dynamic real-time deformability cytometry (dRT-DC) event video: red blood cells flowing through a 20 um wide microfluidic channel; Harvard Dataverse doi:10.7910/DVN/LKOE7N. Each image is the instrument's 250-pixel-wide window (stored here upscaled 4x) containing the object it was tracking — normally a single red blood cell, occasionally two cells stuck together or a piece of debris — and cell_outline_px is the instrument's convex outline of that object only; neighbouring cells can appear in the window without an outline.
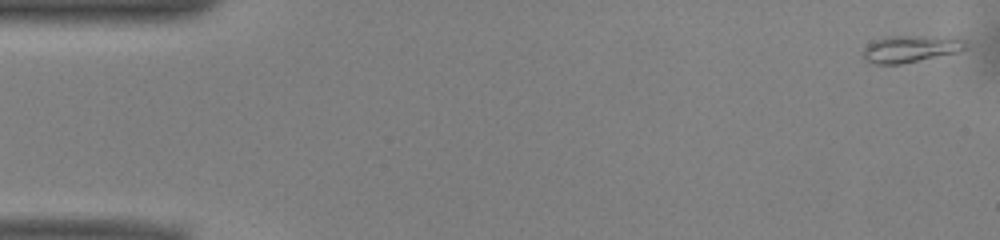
{"species": "common noctule bat (a hibernating species)", "species_latin": "Nyctalus noctula", "temperature_condition": "warm", "stored_images_in_passage": 51, "camera_frame_rate_fps": 3000, "um_per_image_px": 0.085, "animal": {"sex": "male", "body_mass_g": 13.0, "forearm_length_mm": 53.1}, "frame": {"image": 1, "passage_image": 1, "time_ms": 0.0, "image_size_px": [1000, 240], "cell_outline_px": [[968, 48], [960, 52], [900, 64], [876, 64], [864, 60], [864, 48], [868, 44], [884, 36], [924, 36], [964, 40], [968, 44]], "centroid_in_image_um": [77.39, 4.16], "position_along_channel_um": 7.6, "area_um2": 15.95}}
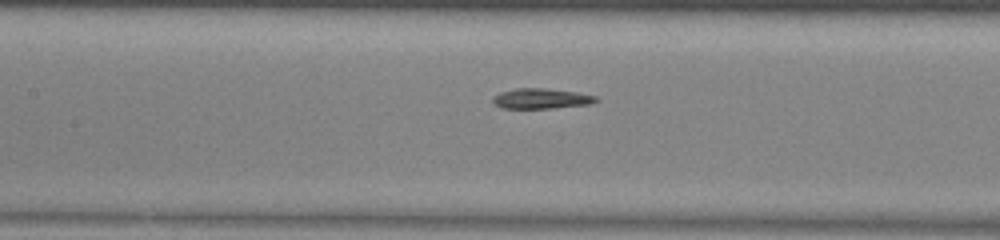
{"frame": {"image": 2, "passage_image": 23, "time_ms": 7.333, "image_size_px": [1000, 240], "cell_outline_px": [[600, 100], [592, 104], [552, 108], [500, 108], [492, 100], [492, 96], [500, 92], [516, 88], [544, 88], [576, 92], [596, 96]], "centroid_in_image_um": [46.01, 8.38], "position_along_channel_um": 161.4, "area_um2": 12.25}}
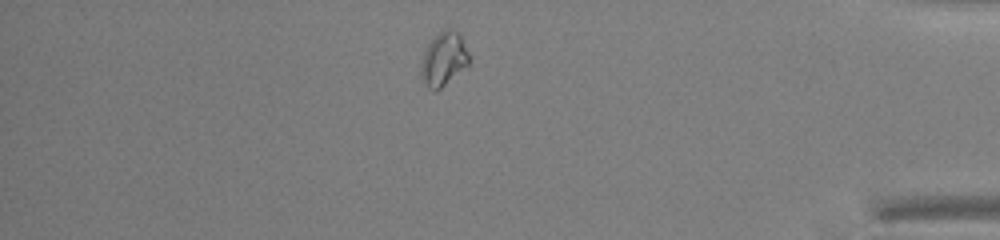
{"frame": {"image": 3, "passage_image": 44, "time_ms": 14.333, "image_size_px": [1000, 240], "cell_outline_px": [[472, 64], [468, 68], [436, 92], [428, 88], [424, 84], [420, 76], [420, 64], [424, 52], [428, 44], [444, 28], [452, 28], [460, 36], [468, 52]], "centroid_in_image_um": [37.73, 5.08], "position_along_channel_um": 397.5, "area_um2": 15.49}}